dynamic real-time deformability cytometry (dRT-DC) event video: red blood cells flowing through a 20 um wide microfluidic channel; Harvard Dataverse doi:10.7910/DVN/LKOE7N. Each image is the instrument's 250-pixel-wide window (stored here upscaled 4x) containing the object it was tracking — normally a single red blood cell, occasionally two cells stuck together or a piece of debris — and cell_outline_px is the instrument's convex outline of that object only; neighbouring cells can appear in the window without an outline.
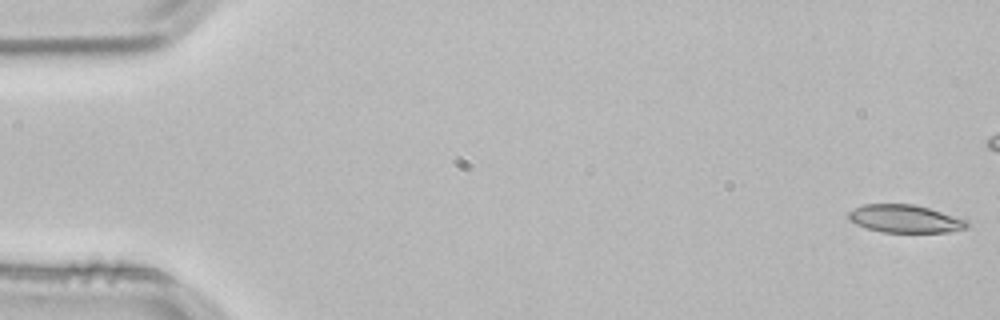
{"species": "common noctule bat (a hibernating species)", "species_latin": "Nyctalus noctula", "temperature_condition": "room temperature", "stored_images_in_passage": 46, "camera_frame_rate_fps": 3000, "um_per_image_px": 0.085, "animal": {"sex": "male", "body_mass_g": 21.5, "forearm_length_mm": 52.0}, "frame": {"image": 1, "passage_image": 1, "time_ms": 0.0, "image_size_px": [1000, 320], "cell_outline_px": [[968, 228], [948, 232], [880, 232], [856, 224], [848, 216], [848, 212], [864, 204], [912, 204], [928, 208], [968, 220]], "centroid_in_image_um": [76.95, 18.6], "position_along_channel_um": 8.0, "area_um2": 19.02}}
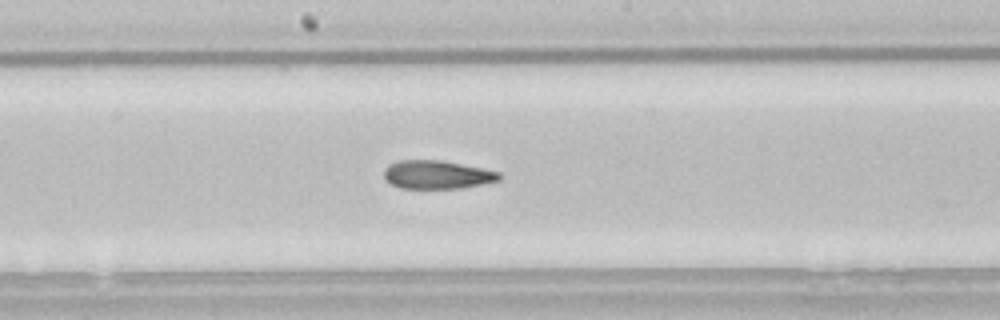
{"frame": {"image": 2, "passage_image": 28, "time_ms": 9.0, "image_size_px": [1000, 320], "cell_outline_px": [[500, 180], [460, 188], [400, 188], [392, 184], [384, 176], [384, 168], [388, 164], [396, 160], [440, 160], [500, 172]], "centroid_in_image_um": [37.1, 14.84], "position_along_channel_um": 211.1, "area_um2": 18.84}}
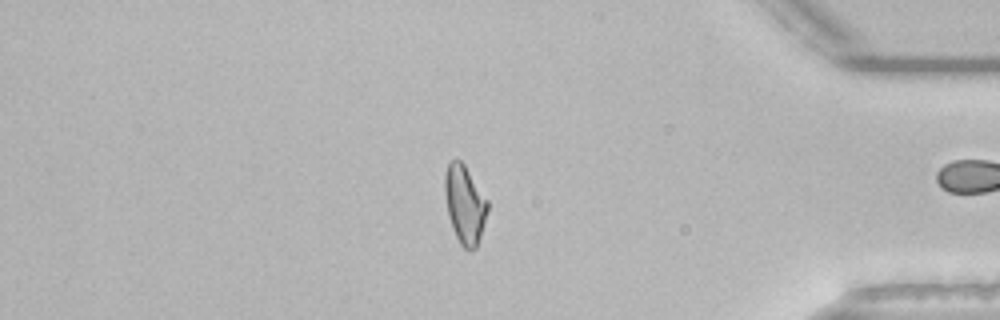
{"frame": {"image": 3, "passage_image": 45, "time_ms": 14.667, "image_size_px": [1000, 320], "cell_outline_px": [[488, 212], [476, 248], [472, 252], [464, 248], [460, 244], [456, 236], [448, 216], [444, 192], [444, 172], [448, 164], [456, 156], [464, 164], [488, 200]], "centroid_in_image_um": [39.49, 17.35], "position_along_channel_um": 395.7, "area_um2": 19.71}, "authors_computed_cell_mechanics": {"area_um2": 19.652, "velocity_mm_per_s": 3.8343, "shape_relaxation_time_tau1_ms": null, "shape_relaxation_time_tau2_ms": 3.6262, "deformation_change_tau1": null, "deformation_change_tau2": 0.1172}}